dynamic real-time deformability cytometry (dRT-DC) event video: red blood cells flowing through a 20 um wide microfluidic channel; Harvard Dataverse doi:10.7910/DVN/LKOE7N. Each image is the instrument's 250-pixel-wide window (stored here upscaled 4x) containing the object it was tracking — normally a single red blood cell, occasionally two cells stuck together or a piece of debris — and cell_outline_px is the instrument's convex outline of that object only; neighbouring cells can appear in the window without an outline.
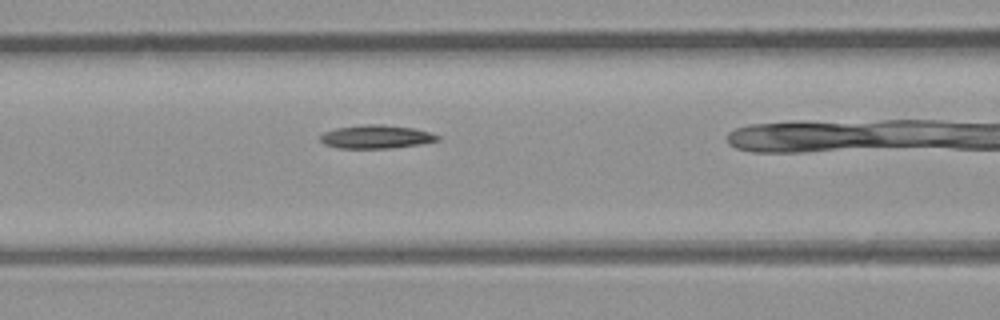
{"species": "common noctule bat (a hibernating species)", "species_latin": "Nyctalus noctula", "temperature_condition": "room temperature", "stored_images_in_passage": 21, "camera_frame_rate_fps": 3000, "um_per_image_px": 0.085, "animal": {"sex": "male", "body_mass_g": 23.1, "forearm_length_mm": 52.7}, "frame": {"image": 1, "passage_image": 3, "time_ms": 0.667, "image_size_px": [1000, 320], "cell_outline_px": [[440, 140], [420, 144], [388, 148], [340, 148], [324, 144], [320, 140], [320, 136], [324, 132], [336, 128], [364, 124], [380, 124], [412, 128], [428, 132], [440, 136]], "centroid_in_image_um": [31.96, 11.62], "position_along_channel_um": 134.6, "area_um2": 15.84}}
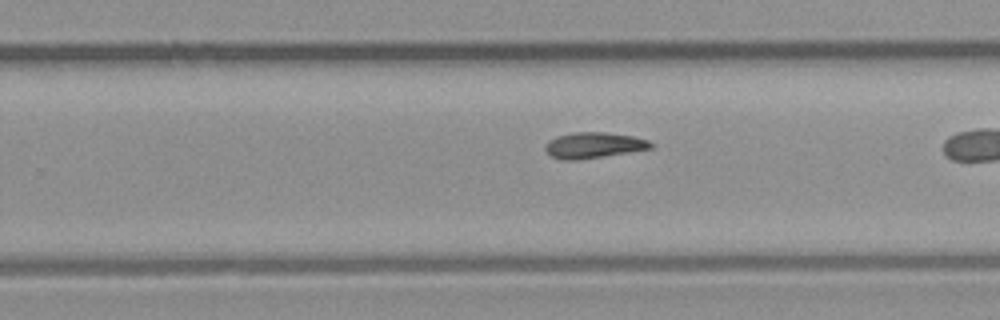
{"frame": {"image": 2, "passage_image": 13, "time_ms": 4.0, "image_size_px": [1000, 320], "cell_outline_px": [[652, 148], [576, 160], [564, 160], [552, 156], [544, 148], [548, 140], [556, 136], [572, 132], [604, 132], [632, 136], [648, 140], [652, 144]], "centroid_in_image_um": [50.42, 12.33], "position_along_channel_um": 279.4, "area_um2": 15.61}}
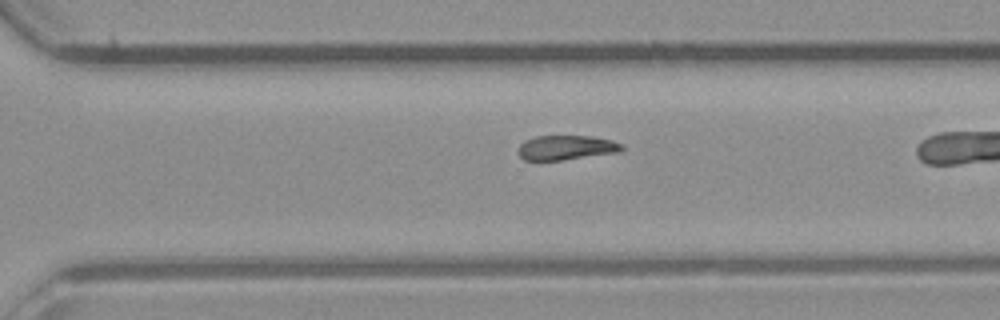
{"frame": {"image": 3, "passage_image": 16, "time_ms": 5.0, "image_size_px": [1000, 320], "cell_outline_px": [[624, 148], [616, 152], [564, 160], [524, 160], [520, 156], [520, 144], [524, 140], [536, 136], [592, 136], [612, 140], [620, 144]], "centroid_in_image_um": [48.11, 12.54], "position_along_channel_um": 322.5, "area_um2": 14.62}}